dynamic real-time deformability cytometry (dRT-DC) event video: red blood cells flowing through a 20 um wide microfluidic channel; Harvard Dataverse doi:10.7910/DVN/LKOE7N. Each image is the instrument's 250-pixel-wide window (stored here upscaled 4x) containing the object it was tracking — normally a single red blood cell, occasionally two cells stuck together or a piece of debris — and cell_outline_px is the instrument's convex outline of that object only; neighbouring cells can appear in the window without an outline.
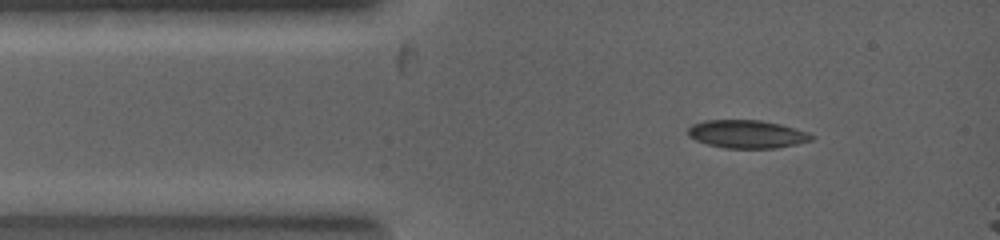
{"species": "common noctule bat (a hibernating species)", "species_latin": "Nyctalus noctula", "temperature_condition": "warm", "stored_images_in_passage": 3, "camera_frame_rate_fps": 5000, "um_per_image_px": 0.085, "animal": {"sex": "female", "body_mass_g": 19.0, "forearm_length_mm": 53.3}, "frame": {"image": 1, "passage_image": 1, "time_ms": 0.0, "image_size_px": [1000, 240], "cell_outline_px": [[816, 136], [812, 140], [796, 144], [776, 148], [724, 148], [708, 144], [696, 140], [688, 136], [688, 128], [692, 124], [704, 120], [760, 120], [780, 124], [808, 132]], "centroid_in_image_um": [63.49, 11.4], "position_along_channel_um": 21.5, "area_um2": 20.23}}
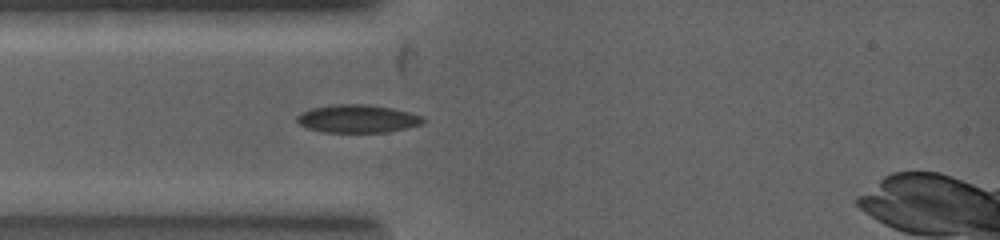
{"frame": {"image": 2, "passage_image": 3, "time_ms": 1.0, "image_size_px": [1000, 240], "cell_outline_px": [[428, 120], [424, 124], [408, 128], [388, 132], [324, 132], [308, 128], [300, 124], [296, 120], [296, 116], [312, 108], [336, 104], [368, 104], [392, 108], [408, 112], [420, 116]], "centroid_in_image_um": [30.44, 10.09], "position_along_channel_um": 54.6, "area_um2": 20.58}}